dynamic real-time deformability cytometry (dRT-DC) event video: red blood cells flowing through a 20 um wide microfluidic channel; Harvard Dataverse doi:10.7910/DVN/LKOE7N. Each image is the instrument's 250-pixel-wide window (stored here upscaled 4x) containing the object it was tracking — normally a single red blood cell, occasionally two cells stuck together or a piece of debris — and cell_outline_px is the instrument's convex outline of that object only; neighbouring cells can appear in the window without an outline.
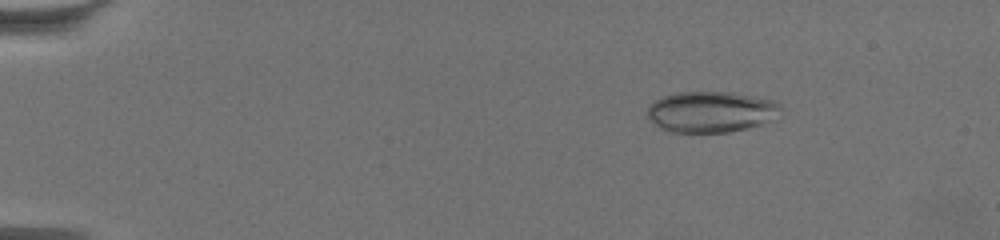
{"species": "common noctule bat (a hibernating species)", "species_latin": "Nyctalus noctula", "temperature_condition": "warm", "stored_images_in_passage": 63, "camera_frame_rate_fps": 3000, "um_per_image_px": 0.085, "animal": {"sex": "female", "body_mass_g": 19.5, "forearm_length_mm": 54.1}, "frame": {"image": 1, "passage_image": 10, "time_ms": 3.0, "image_size_px": [1000, 240], "cell_outline_px": [[784, 108], [780, 120], [748, 128], [728, 132], [668, 132], [660, 128], [648, 120], [644, 112], [656, 100], [664, 96], [676, 92], [736, 92], [776, 100]], "centroid_in_image_um": [60.54, 9.51], "position_along_channel_um": 24.5, "area_um2": 32.95}}
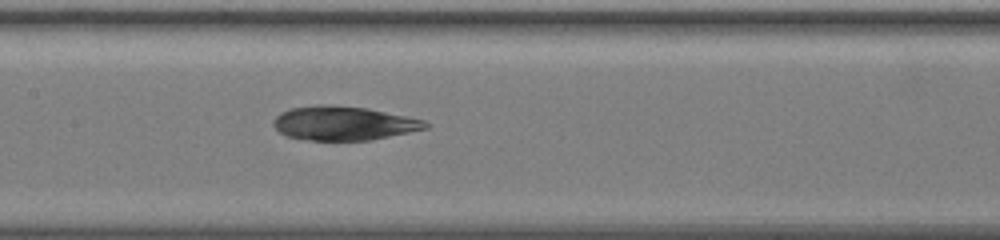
{"frame": {"image": 2, "passage_image": 33, "time_ms": 10.667, "image_size_px": [1000, 240], "cell_outline_px": [[428, 128], [368, 140], [304, 140], [284, 136], [272, 124], [272, 120], [280, 112], [292, 108], [316, 104], [332, 104], [368, 108], [424, 120], [428, 124]], "centroid_in_image_um": [29.13, 10.46], "position_along_channel_um": 178.3, "area_um2": 30.17}}
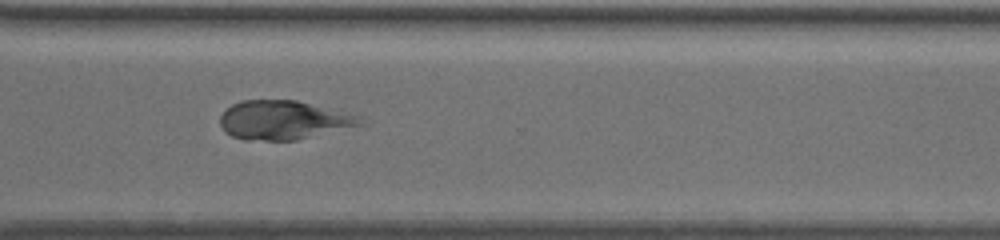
{"frame": {"image": 3, "passage_image": 48, "time_ms": 15.667, "image_size_px": [1000, 240], "cell_outline_px": [[368, 124], [296, 140], [244, 140], [232, 136], [224, 132], [220, 124], [220, 116], [232, 104], [240, 100], [296, 100], [364, 116]], "centroid_in_image_um": [24.17, 10.21], "position_along_channel_um": 346.4, "area_um2": 32.25}}